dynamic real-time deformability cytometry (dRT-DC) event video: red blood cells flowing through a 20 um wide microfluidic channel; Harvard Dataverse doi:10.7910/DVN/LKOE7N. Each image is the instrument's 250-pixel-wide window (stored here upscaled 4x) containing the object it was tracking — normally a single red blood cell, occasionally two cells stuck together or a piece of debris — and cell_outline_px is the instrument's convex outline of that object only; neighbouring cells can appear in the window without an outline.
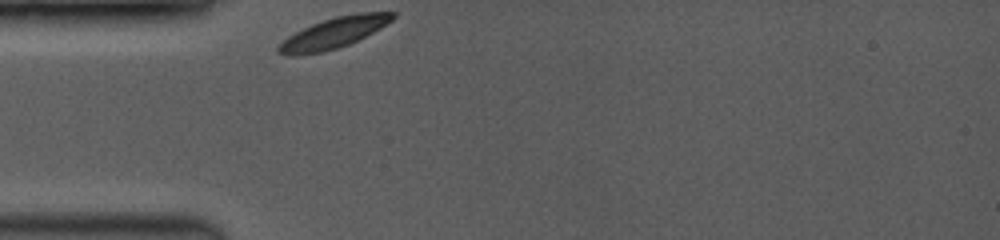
{"species": "common noctule bat (a hibernating species)", "species_latin": "Nyctalus noctula", "temperature_condition": "room temperature", "stored_images_in_passage": 34, "camera_frame_rate_fps": 3500, "um_per_image_px": 0.085, "animal": {"sex": "female", "body_mass_g": 19.0, "forearm_length_mm": 53.3}, "frame": {"image": 1, "passage_image": 1, "time_ms": 0.0, "image_size_px": [1000, 240], "cell_outline_px": [[396, 16], [392, 20], [380, 28], [348, 44], [324, 52], [292, 56], [276, 52], [276, 48], [288, 36], [312, 24], [336, 16], [356, 12], [396, 12]], "centroid_in_image_um": [28.36, 2.79], "position_along_channel_um": 56.6, "area_um2": 20.17}}
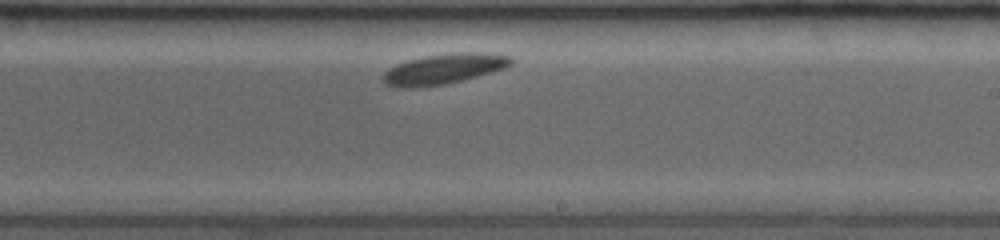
{"frame": {"image": 2, "passage_image": 20, "time_ms": 5.429, "image_size_px": [1000, 240], "cell_outline_px": [[512, 64], [504, 68], [476, 76], [444, 84], [416, 88], [396, 88], [384, 84], [380, 80], [380, 76], [388, 68], [396, 64], [408, 60], [424, 56], [448, 52], [476, 52], [512, 56]], "centroid_in_image_um": [37.62, 5.86], "position_along_channel_um": 251.4, "area_um2": 22.83}}
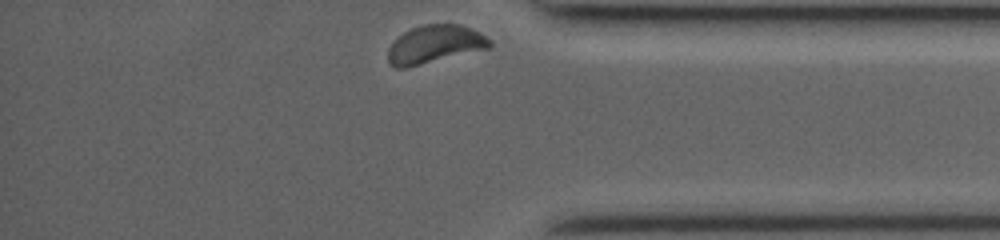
{"frame": {"image": 3, "passage_image": 34, "time_ms": 9.429, "image_size_px": [1000, 240], "cell_outline_px": [[492, 44], [488, 48], [404, 68], [396, 68], [388, 64], [388, 48], [404, 32], [412, 28], [424, 24], [460, 24], [472, 28], [480, 32], [492, 40]], "centroid_in_image_um": [36.96, 3.75], "position_along_channel_um": 398.2, "area_um2": 22.31}}